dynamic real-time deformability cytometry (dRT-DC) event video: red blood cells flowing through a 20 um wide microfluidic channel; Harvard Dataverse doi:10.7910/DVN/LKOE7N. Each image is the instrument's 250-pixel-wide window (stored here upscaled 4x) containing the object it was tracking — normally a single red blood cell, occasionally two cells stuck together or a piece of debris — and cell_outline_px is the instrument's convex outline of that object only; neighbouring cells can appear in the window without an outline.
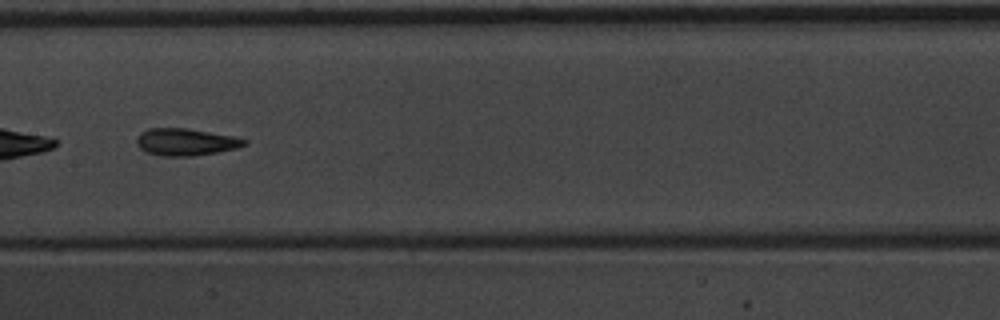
{"species": "common noctule bat (a hibernating species)", "species_latin": "Nyctalus noctula", "temperature_condition": "warm", "stored_images_in_passage": 45, "camera_frame_rate_fps": 3000, "um_per_image_px": 0.085, "animal": {"sex": "male", "body_mass_g": 20.1, "forearm_length_mm": 53.5}, "frame": {"image": 1, "passage_image": 20, "time_ms": 6.333, "image_size_px": [1000, 320], "cell_outline_px": [[248, 144], [236, 148], [220, 152], [192, 156], [164, 156], [144, 152], [136, 144], [136, 136], [140, 132], [148, 128], [188, 128], [236, 136], [248, 140]], "centroid_in_image_um": [15.79, 12.06], "position_along_channel_um": 191.6, "area_um2": 17.4}}
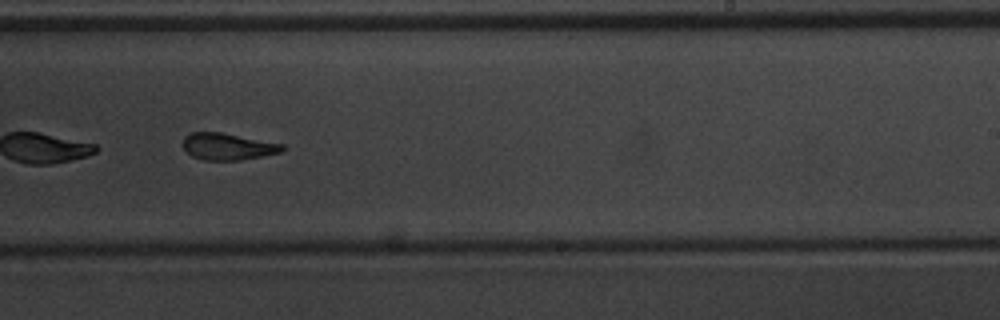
{"frame": {"image": 2, "passage_image": 26, "time_ms": 8.333, "image_size_px": [1000, 320], "cell_outline_px": [[288, 148], [280, 152], [240, 160], [204, 160], [192, 156], [180, 144], [184, 136], [192, 132], [220, 132], [284, 144]], "centroid_in_image_um": [19.34, 12.45], "position_along_channel_um": 269.7, "area_um2": 15.55}, "authors_computed_cell_mechanics": {"area_um2": 16.9932, "velocity_mm_per_s": 3.9232, "shape_relaxation_time_tau1_ms": 5.3509, "shape_relaxation_time_tau2_ms": 2.6367, "deformation_change_tau1": 0.1587, "deformation_change_tau2": 0.1044}}